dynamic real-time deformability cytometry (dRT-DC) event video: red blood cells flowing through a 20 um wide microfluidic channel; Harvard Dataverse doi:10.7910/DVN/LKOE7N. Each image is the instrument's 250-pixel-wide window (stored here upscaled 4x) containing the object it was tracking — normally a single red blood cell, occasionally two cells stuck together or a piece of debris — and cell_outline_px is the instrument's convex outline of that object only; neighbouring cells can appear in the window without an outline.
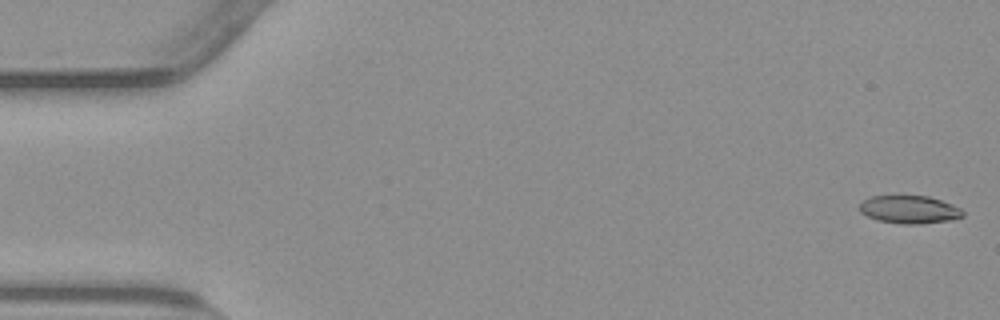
{"species": "common noctule bat (a hibernating species)", "species_latin": "Nyctalus noctula", "temperature_condition": "warm", "stored_images_in_passage": 54, "camera_frame_rate_fps": 3000, "um_per_image_px": 0.085, "animal": {"sex": "male", "body_mass_g": 23.1, "forearm_length_mm": 52.7}, "frame": {"image": 1, "passage_image": 1, "time_ms": 0.0, "image_size_px": [1000, 320], "cell_outline_px": [[964, 216], [952, 220], [920, 224], [900, 224], [876, 220], [860, 212], [860, 204], [864, 200], [872, 196], [928, 196], [952, 204], [960, 208], [964, 212]], "centroid_in_image_um": [77.32, 17.82], "position_along_channel_um": 7.7, "area_um2": 16.82}}
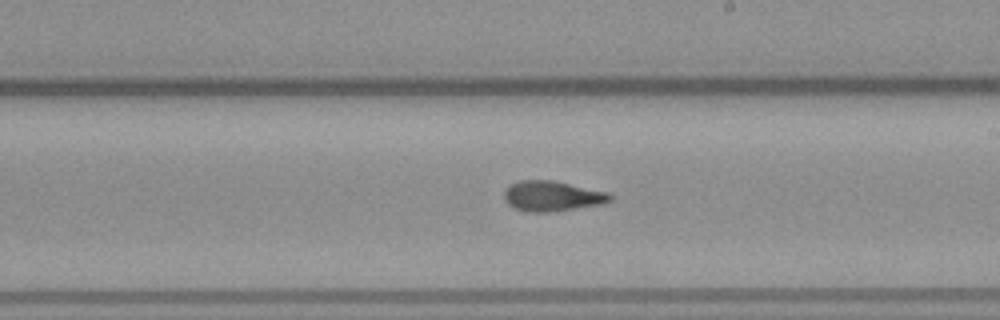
{"frame": {"image": 2, "passage_image": 31, "time_ms": 10.0, "image_size_px": [1000, 320], "cell_outline_px": [[612, 200], [604, 204], [548, 212], [524, 212], [508, 204], [504, 200], [504, 192], [512, 184], [520, 180], [552, 180], [608, 192], [612, 196]], "centroid_in_image_um": [46.94, 16.67], "position_along_channel_um": 242.1, "area_um2": 18.61}}
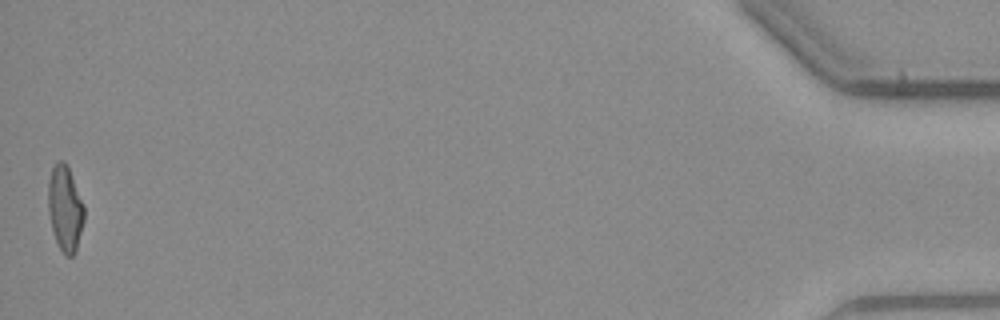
{"frame": {"image": 3, "passage_image": 54, "time_ms": 17.667, "image_size_px": [1000, 320], "cell_outline_px": [[84, 220], [76, 252], [72, 256], [64, 256], [56, 240], [52, 228], [48, 212], [48, 184], [52, 168], [60, 160], [64, 160], [68, 168], [84, 204]], "centroid_in_image_um": [5.54, 17.75], "position_along_channel_um": 429.7, "area_um2": 17.8}, "authors_computed_cell_mechanics": {"area_um2": 17.9758, "velocity_mm_per_s": 3.8082, "shape_relaxation_time_tau1_ms": 9.548, "shape_relaxation_time_tau2_ms": 2.1901, "deformation_change_tau1": 0.278, "deformation_change_tau2": 0.0986}}